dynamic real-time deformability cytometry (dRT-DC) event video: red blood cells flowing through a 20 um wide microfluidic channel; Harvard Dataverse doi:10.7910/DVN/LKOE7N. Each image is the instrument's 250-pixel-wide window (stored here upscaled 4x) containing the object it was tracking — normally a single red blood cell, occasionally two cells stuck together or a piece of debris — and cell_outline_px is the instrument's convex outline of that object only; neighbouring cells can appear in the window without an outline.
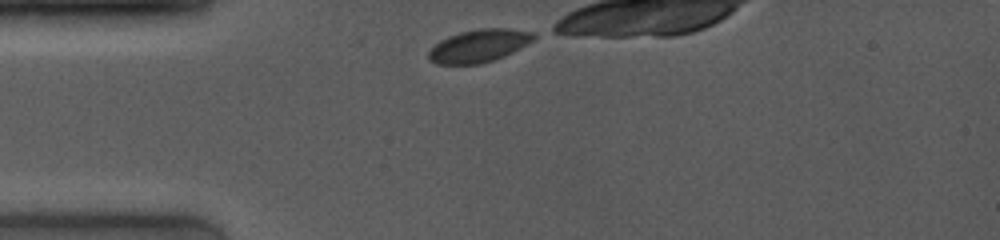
{"species": "common noctule bat (a hibernating species)", "species_latin": "Nyctalus noctula", "temperature_condition": "room temperature", "stored_images_in_passage": 42, "camera_frame_rate_fps": 4000, "um_per_image_px": 0.085, "animal": {"sex": "female", "body_mass_g": 19.0, "forearm_length_mm": 53.3}, "frame": {"image": 1, "passage_image": 1, "time_ms": 0.0, "image_size_px": [1000, 240], "cell_outline_px": [[536, 36], [532, 40], [520, 48], [504, 56], [480, 64], [436, 64], [428, 60], [428, 52], [440, 40], [448, 36], [460, 32], [480, 28], [508, 28], [536, 32]], "centroid_in_image_um": [40.7, 3.88], "position_along_channel_um": 44.3, "area_um2": 20.06}}
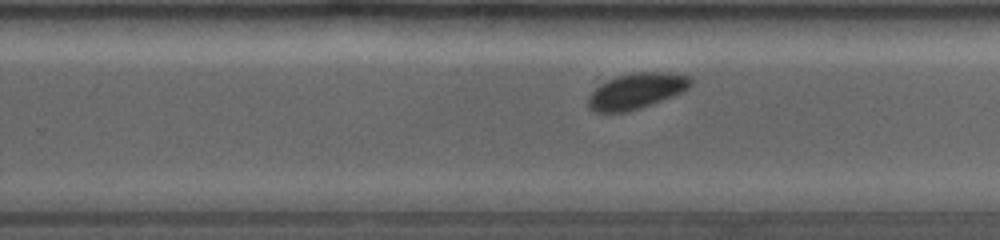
{"frame": {"image": 2, "passage_image": 26, "time_ms": 6.25, "image_size_px": [1000, 240], "cell_outline_px": [[692, 84], [684, 92], [640, 108], [624, 112], [592, 112], [588, 108], [588, 96], [600, 84], [616, 76], [632, 72], [668, 72], [692, 76]], "centroid_in_image_um": [54.11, 7.72], "position_along_channel_um": 275.7, "area_um2": 21.5}}
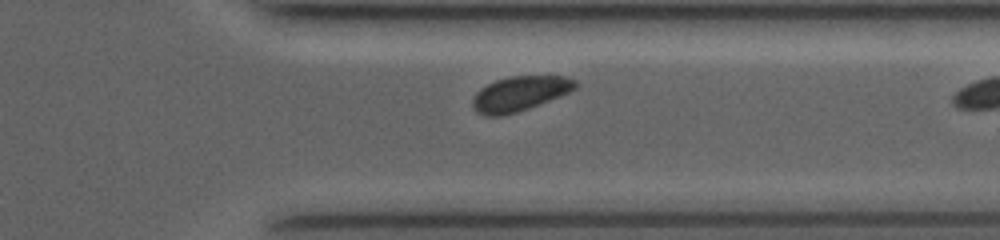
{"frame": {"image": 3, "passage_image": 35, "time_ms": 8.5, "image_size_px": [1000, 240], "cell_outline_px": [[580, 84], [576, 88], [560, 96], [528, 108], [516, 112], [500, 116], [484, 116], [476, 112], [472, 108], [472, 100], [476, 92], [480, 88], [496, 80], [508, 76], [568, 76], [576, 80]], "centroid_in_image_um": [44.17, 7.95], "position_along_channel_um": 367.2, "area_um2": 20.92}}